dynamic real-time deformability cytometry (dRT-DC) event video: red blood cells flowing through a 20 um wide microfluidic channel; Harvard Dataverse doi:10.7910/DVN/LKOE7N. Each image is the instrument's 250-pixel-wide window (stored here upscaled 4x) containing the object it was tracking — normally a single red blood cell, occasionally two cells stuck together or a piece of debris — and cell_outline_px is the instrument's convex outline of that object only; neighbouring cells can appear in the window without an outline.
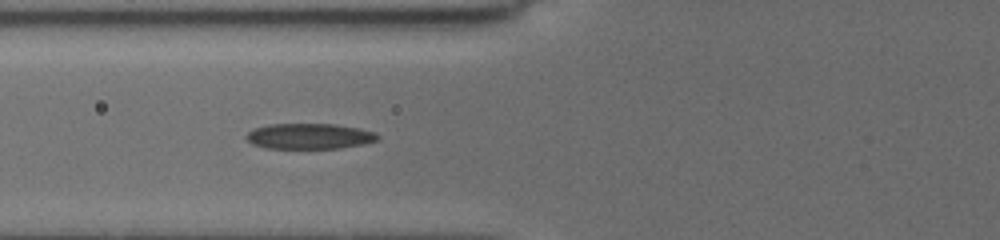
{"species": "common noctule bat (a hibernating species)", "species_latin": "Nyctalus noctula", "temperature_condition": "cold", "stored_images_in_passage": 28, "camera_frame_rate_fps": 3000, "um_per_image_px": 0.085, "animal": {"sex": "female", "body_mass_g": 19.5, "forearm_length_mm": 54.1}, "frame": {"image": 1, "passage_image": 5, "time_ms": 2.0, "image_size_px": [1000, 240], "cell_outline_px": [[380, 136], [376, 140], [364, 144], [340, 148], [264, 148], [252, 144], [244, 136], [248, 132], [256, 128], [268, 124], [332, 124], [356, 128], [376, 132]], "centroid_in_image_um": [26.28, 11.58], "position_along_channel_um": 99.5, "area_um2": 19.48}}
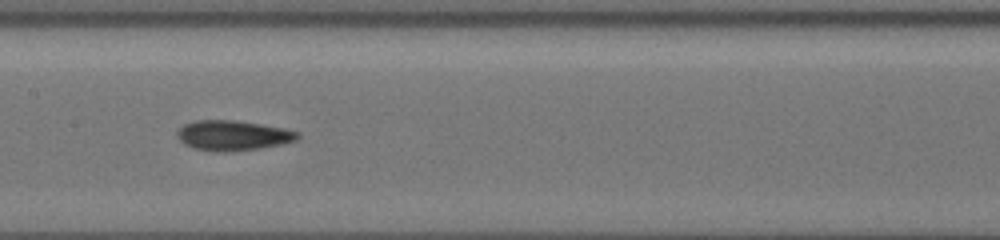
{"frame": {"image": 2, "passage_image": 11, "time_ms": 4.333, "image_size_px": [1000, 240], "cell_outline_px": [[300, 136], [296, 140], [280, 144], [260, 148], [236, 152], [216, 152], [192, 148], [184, 144], [176, 136], [176, 132], [184, 124], [196, 120], [232, 120], [260, 124], [284, 128], [300, 132]], "centroid_in_image_um": [19.77, 11.52], "position_along_channel_um": 187.6, "area_um2": 21.27}}
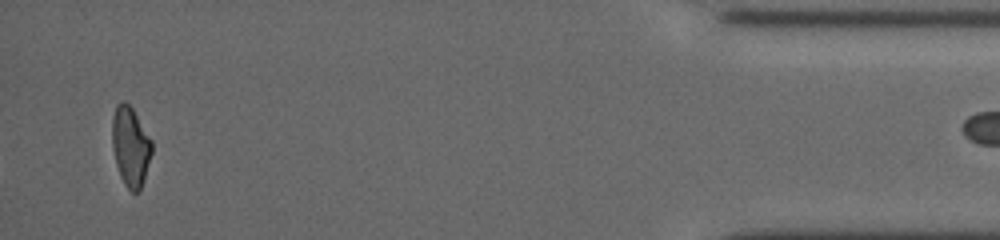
{"frame": {"image": 3, "passage_image": 27, "time_ms": 12.333, "image_size_px": [1000, 240], "cell_outline_px": [[152, 152], [144, 180], [140, 192], [132, 192], [124, 184], [120, 176], [116, 164], [112, 148], [112, 116], [116, 104], [120, 100], [124, 100], [132, 108], [152, 140]], "centroid_in_image_um": [11.08, 12.44], "position_along_channel_um": 424.1, "area_um2": 18.61}}